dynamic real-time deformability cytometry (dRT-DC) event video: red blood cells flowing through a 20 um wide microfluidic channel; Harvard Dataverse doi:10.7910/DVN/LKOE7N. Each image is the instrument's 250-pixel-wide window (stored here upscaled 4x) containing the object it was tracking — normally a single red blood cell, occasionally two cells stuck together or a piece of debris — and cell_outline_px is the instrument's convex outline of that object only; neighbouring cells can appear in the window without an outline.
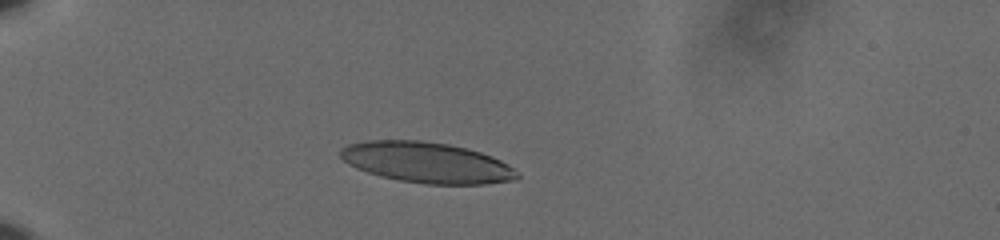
{"species": "human", "species_latin": "Homo sapiens", "temperature_condition": "cold", "stored_images_in_passage": 42, "camera_frame_rate_fps": 3000, "um_per_image_px": 0.085, "donor": {"sex": "male"}, "frame": {"image": 1, "passage_image": 1, "time_ms": 0.0, "image_size_px": [1000, 240], "cell_outline_px": [[520, 176], [516, 180], [488, 184], [428, 184], [400, 180], [380, 176], [356, 168], [348, 164], [340, 156], [340, 148], [348, 144], [368, 140], [420, 140], [448, 144], [480, 152], [492, 156], [508, 164], [520, 172]], "centroid_in_image_um": [36.3, 13.81], "position_along_channel_um": 48.7, "area_um2": 42.02}}
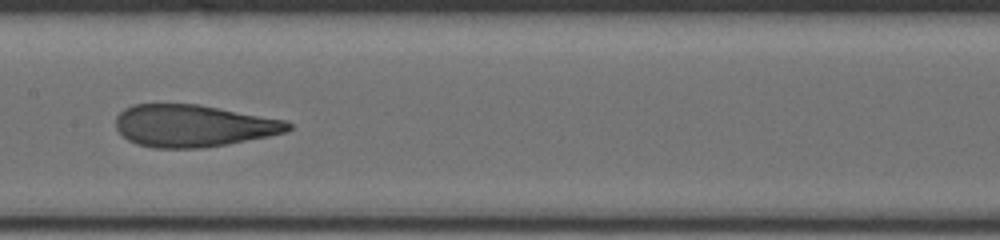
{"frame": {"image": 2, "passage_image": 16, "time_ms": 5.0, "image_size_px": [1000, 240], "cell_outline_px": [[292, 128], [288, 132], [228, 144], [200, 148], [152, 148], [136, 144], [128, 140], [116, 128], [116, 116], [124, 108], [132, 104], [200, 104], [288, 120], [292, 124]], "centroid_in_image_um": [16.45, 10.68], "position_along_channel_um": 190.9, "area_um2": 42.71}}
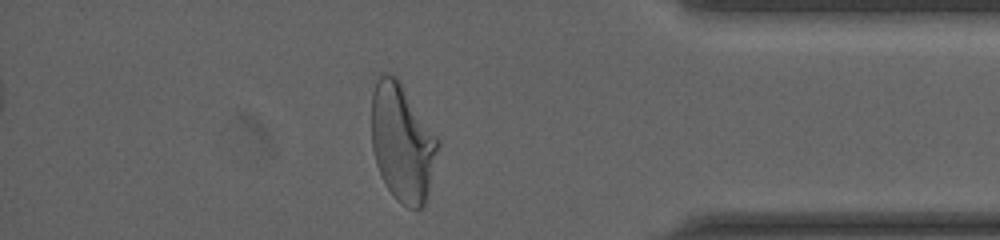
{"frame": {"image": 3, "passage_image": 35, "time_ms": 11.333, "image_size_px": [1000, 240], "cell_outline_px": [[440, 144], [424, 208], [408, 208], [396, 200], [380, 176], [376, 164], [372, 148], [372, 92], [376, 80], [380, 72], [388, 72], [396, 76], [400, 80], [440, 140]], "centroid_in_image_um": [34.19, 12.09], "position_along_channel_um": 401.0, "area_um2": 46.07}, "authors_computed_cell_mechanics": {"area_um2": 43.0321, "velocity_mm_per_s": 3.6255, "shape_relaxation_time_tau1_ms": 4.4358, "shape_relaxation_time_tau2_ms": 1.171, "deformation_change_tau1": 0.1981, "deformation_change_tau2": 0.0947}}